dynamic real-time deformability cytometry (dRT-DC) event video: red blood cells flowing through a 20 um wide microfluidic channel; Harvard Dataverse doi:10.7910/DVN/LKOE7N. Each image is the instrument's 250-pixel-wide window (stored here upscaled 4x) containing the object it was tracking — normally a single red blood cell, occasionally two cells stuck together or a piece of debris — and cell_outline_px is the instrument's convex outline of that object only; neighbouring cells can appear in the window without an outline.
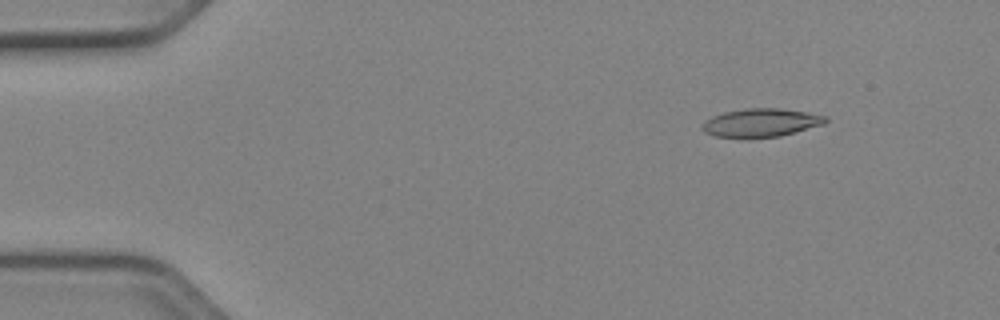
{"species": "Egyptian fruit bat (a non-hibernating species)", "species_latin": "Rousettus aegyptiacus", "temperature_condition": "cold", "stored_images_in_passage": 14, "camera_frame_rate_fps": 3000, "um_per_image_px": 0.085, "animal": {"sex": "female"}, "frame": {"image": 1, "passage_image": 7, "time_ms": 2.0, "image_size_px": [1000, 320], "cell_outline_px": [[828, 120], [824, 124], [780, 136], [748, 140], [716, 136], [704, 132], [700, 128], [700, 124], [704, 120], [712, 116], [724, 112], [744, 108], [780, 108], [808, 112], [828, 116]], "centroid_in_image_um": [64.63, 10.45], "position_along_channel_um": 20.4, "area_um2": 21.1}}